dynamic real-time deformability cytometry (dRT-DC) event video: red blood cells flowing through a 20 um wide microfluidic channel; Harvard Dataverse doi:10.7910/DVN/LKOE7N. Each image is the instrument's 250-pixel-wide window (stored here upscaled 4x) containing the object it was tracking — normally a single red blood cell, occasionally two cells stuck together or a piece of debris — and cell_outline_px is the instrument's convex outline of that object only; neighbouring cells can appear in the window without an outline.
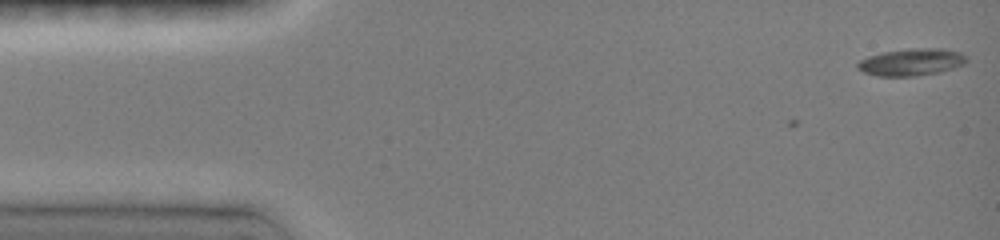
{"species": "common noctule bat (a hibernating species)", "species_latin": "Nyctalus noctula", "temperature_condition": "room temperature", "stored_images_in_passage": 3, "camera_frame_rate_fps": 3000, "um_per_image_px": 0.085, "animal": {"sex": "female", "body_mass_g": 19.0, "forearm_length_mm": 51.5}, "frame": {"image": 1, "passage_image": 3, "time_ms": 0.333, "image_size_px": [1000, 240], "cell_outline_px": [[968, 60], [964, 64], [940, 72], [916, 76], [876, 76], [864, 72], [856, 68], [856, 64], [860, 60], [868, 56], [884, 52], [908, 48], [940, 48], [960, 52]], "centroid_in_image_um": [77.44, 5.28], "position_along_channel_um": 7.6, "area_um2": 17.22}}